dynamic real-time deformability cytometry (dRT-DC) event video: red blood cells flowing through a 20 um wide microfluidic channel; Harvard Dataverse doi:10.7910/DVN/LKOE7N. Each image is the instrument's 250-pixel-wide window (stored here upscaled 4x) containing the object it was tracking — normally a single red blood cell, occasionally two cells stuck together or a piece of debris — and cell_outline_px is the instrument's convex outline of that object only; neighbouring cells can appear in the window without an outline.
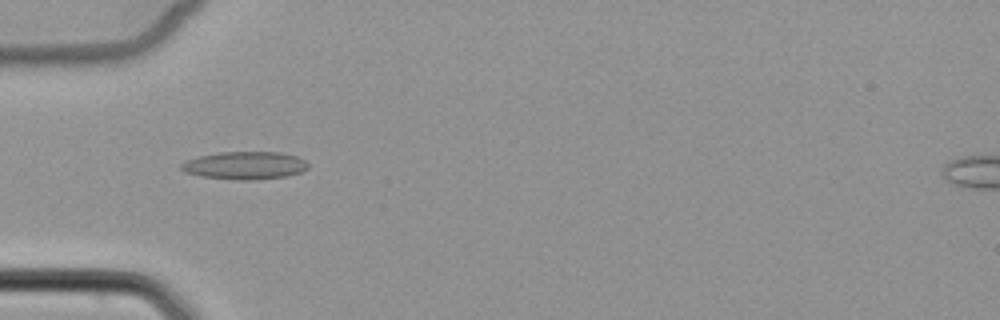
{"species": "common noctule bat (a hibernating species)", "species_latin": "Nyctalus noctula", "temperature_condition": "cold", "stored_images_in_passage": 53, "camera_frame_rate_fps": 3000, "um_per_image_px": 0.085, "animal": {"sex": "female", "body_mass_g": 22.7, "forearm_length_mm": 54.2}, "frame": {"image": 1, "passage_image": 18, "time_ms": 5.667, "image_size_px": [1000, 320], "cell_outline_px": [[308, 168], [300, 172], [288, 176], [256, 180], [236, 180], [200, 176], [184, 172], [180, 168], [180, 164], [184, 160], [200, 156], [220, 152], [280, 152], [296, 156], [304, 160], [308, 164]], "centroid_in_image_um": [20.79, 14.07], "position_along_channel_um": 64.2, "area_um2": 20.69}}
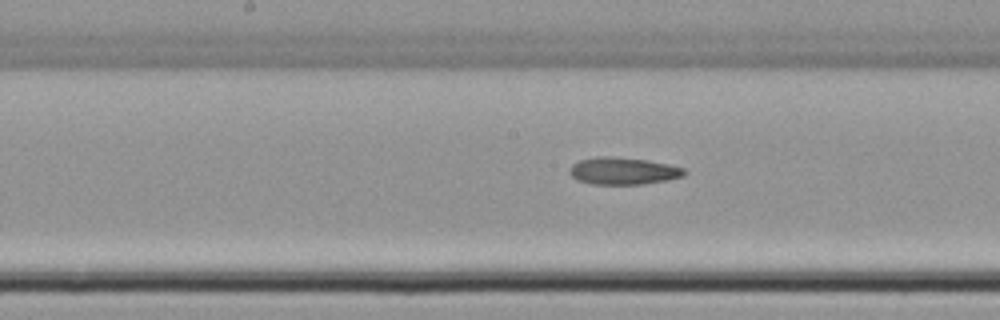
{"frame": {"image": 2, "passage_image": 28, "time_ms": 9.0, "image_size_px": [1000, 320], "cell_outline_px": [[688, 172], [684, 176], [668, 180], [644, 184], [592, 184], [576, 180], [568, 172], [568, 168], [572, 164], [580, 160], [600, 156], [608, 156], [648, 160], [668, 164], [684, 168]], "centroid_in_image_um": [52.97, 14.53], "position_along_channel_um": 195.2, "area_um2": 18.32}}
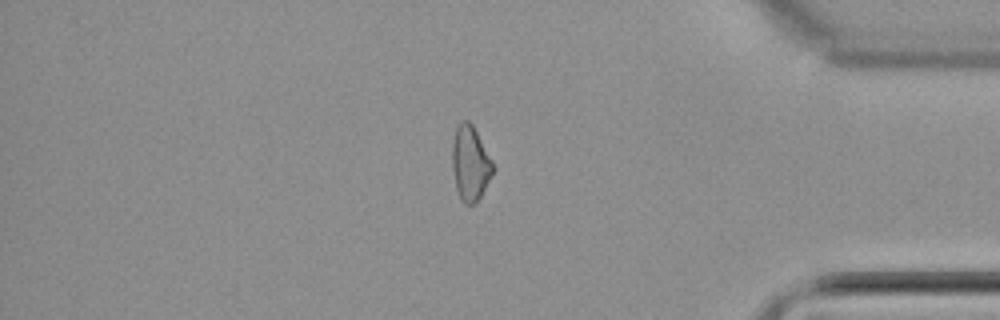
{"frame": {"image": 3, "passage_image": 45, "time_ms": 14.667, "image_size_px": [1000, 320], "cell_outline_px": [[496, 168], [476, 204], [464, 204], [460, 200], [456, 188], [452, 168], [452, 140], [456, 128], [464, 120], [468, 120], [472, 124], [492, 160]], "centroid_in_image_um": [39.97, 13.91], "position_along_channel_um": 395.2, "area_um2": 17.86}}